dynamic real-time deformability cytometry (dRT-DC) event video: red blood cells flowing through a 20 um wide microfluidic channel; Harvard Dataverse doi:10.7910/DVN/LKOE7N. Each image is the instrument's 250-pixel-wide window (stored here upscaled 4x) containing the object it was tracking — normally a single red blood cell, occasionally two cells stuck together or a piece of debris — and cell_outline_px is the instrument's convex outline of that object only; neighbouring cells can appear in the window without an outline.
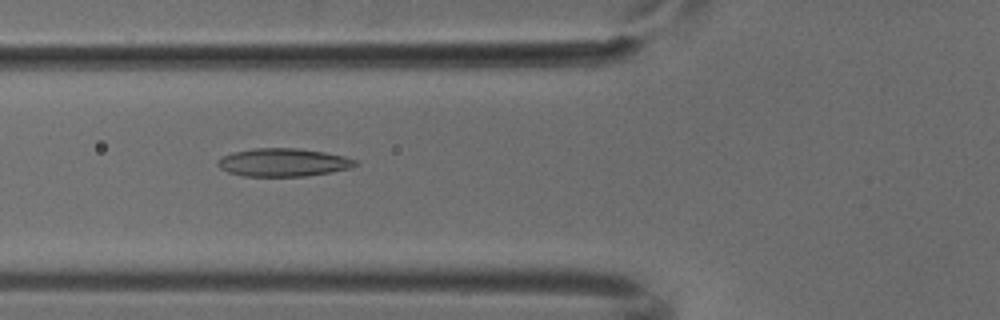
{"species": "common noctule bat (a hibernating species)", "species_latin": "Nyctalus noctula", "temperature_condition": "cold", "stored_images_in_passage": 8, "camera_frame_rate_fps": 3000, "um_per_image_px": 0.085, "animal": {"sex": "male", "body_mass_g": 18.8}, "frame": {"image": 1, "passage_image": 5, "time_ms": 1.333, "image_size_px": [1000, 320], "cell_outline_px": [[356, 164], [348, 168], [332, 172], [304, 176], [244, 176], [228, 172], [220, 168], [216, 164], [216, 160], [232, 152], [252, 148], [296, 148], [324, 152], [344, 156], [356, 160]], "centroid_in_image_um": [24.02, 13.8], "position_along_channel_um": 101.8, "area_um2": 22.43}}
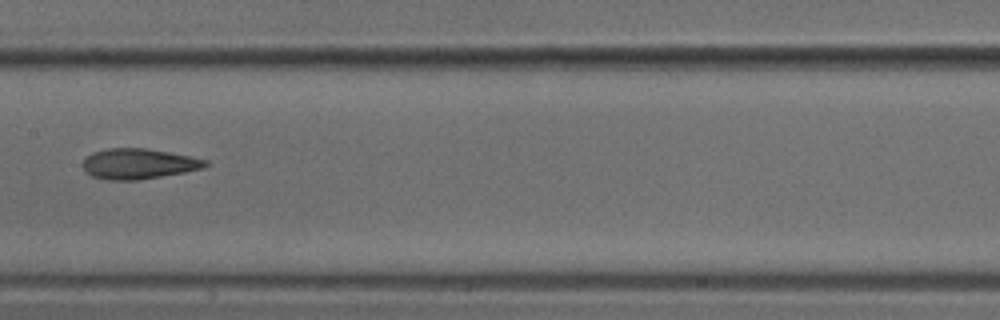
{"frame": {"image": 2, "passage_image": 7, "time_ms": 2.0, "image_size_px": [1000, 320], "cell_outline_px": [[208, 164], [204, 168], [184, 172], [140, 180], [108, 180], [92, 176], [84, 172], [80, 164], [92, 152], [108, 148], [144, 148], [168, 152], [208, 160]], "centroid_in_image_um": [11.73, 13.93], "position_along_channel_um": 195.7, "area_um2": 21.79}}
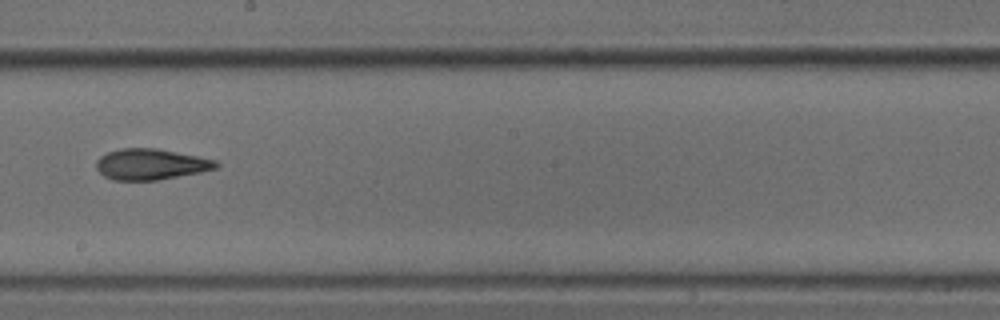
{"frame": {"image": 3, "passage_image": 8, "time_ms": 2.333, "image_size_px": [1000, 320], "cell_outline_px": [[220, 164], [216, 168], [200, 172], [156, 180], [112, 180], [104, 176], [96, 168], [96, 160], [100, 156], [108, 152], [120, 148], [156, 148], [216, 160]], "centroid_in_image_um": [12.78, 13.96], "position_along_channel_um": 235.4, "area_um2": 21.44}}